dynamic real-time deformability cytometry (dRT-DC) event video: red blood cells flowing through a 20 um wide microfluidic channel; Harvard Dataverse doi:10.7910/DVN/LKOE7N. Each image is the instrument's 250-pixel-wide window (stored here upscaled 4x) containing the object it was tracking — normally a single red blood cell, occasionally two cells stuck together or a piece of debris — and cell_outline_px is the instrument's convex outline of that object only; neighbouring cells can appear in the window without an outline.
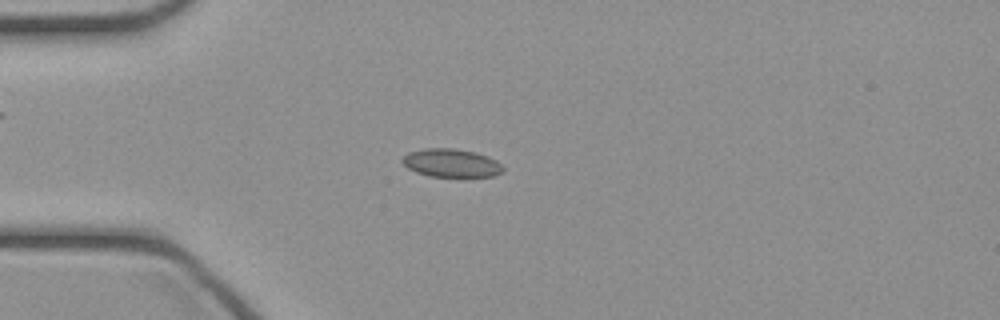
{"species": "common noctule bat (a hibernating species)", "species_latin": "Nyctalus noctula", "temperature_condition": "cold", "stored_images_in_passage": 46, "camera_frame_rate_fps": 3000, "um_per_image_px": 0.085, "animal": {"sex": "female", "body_mass_g": 21.9}, "frame": {"image": 1, "passage_image": 12, "time_ms": 3.667, "image_size_px": [1000, 320], "cell_outline_px": [[504, 172], [492, 176], [464, 180], [428, 176], [416, 172], [408, 168], [400, 160], [408, 152], [424, 148], [452, 148], [476, 152], [488, 156], [496, 160], [504, 168]], "centroid_in_image_um": [38.4, 13.91], "position_along_channel_um": 46.6, "area_um2": 17.51}}
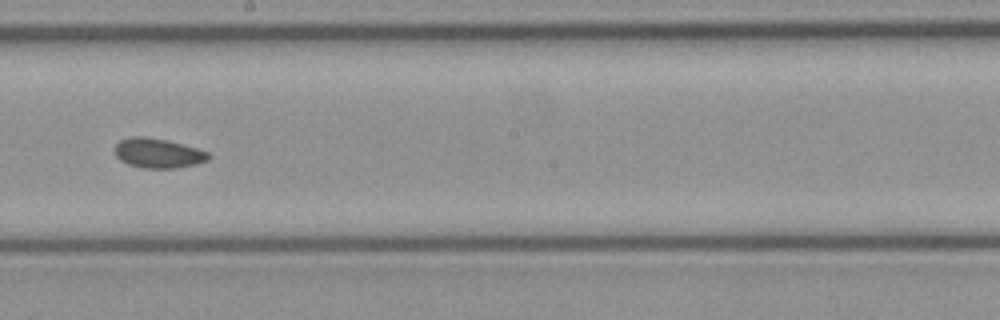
{"frame": {"image": 2, "passage_image": 26, "time_ms": 8.333, "image_size_px": [1000, 320], "cell_outline_px": [[212, 156], [208, 160], [196, 164], [172, 168], [144, 168], [128, 164], [120, 160], [116, 156], [116, 144], [120, 140], [132, 136], [144, 136], [168, 140], [196, 148], [208, 152]], "centroid_in_image_um": [13.44, 13.01], "position_along_channel_um": 234.8, "area_um2": 16.13}}
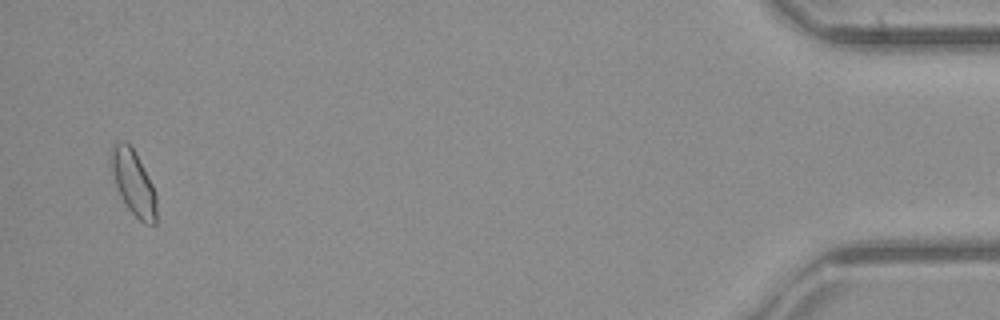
{"frame": {"image": 3, "passage_image": 45, "time_ms": 14.667, "image_size_px": [1000, 320], "cell_outline_px": [[156, 224], [144, 224], [128, 208], [120, 196], [112, 172], [108, 156], [112, 144], [116, 140], [124, 140], [132, 148], [152, 184], [156, 196]], "centroid_in_image_um": [11.3, 15.49], "position_along_channel_um": 423.9, "area_um2": 17.11}}